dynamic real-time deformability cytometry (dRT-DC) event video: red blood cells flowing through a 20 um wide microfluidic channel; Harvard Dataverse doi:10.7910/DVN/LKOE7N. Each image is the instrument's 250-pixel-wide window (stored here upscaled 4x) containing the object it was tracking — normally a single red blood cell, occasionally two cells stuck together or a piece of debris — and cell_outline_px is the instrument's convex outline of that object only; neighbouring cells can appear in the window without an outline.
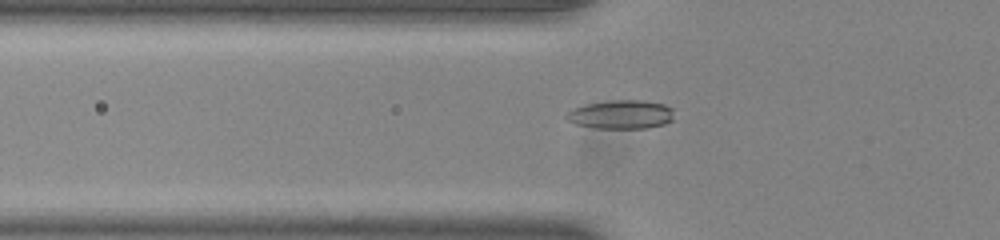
{"species": "common noctule bat (a hibernating species)", "species_latin": "Nyctalus noctula", "temperature_condition": "room temperature", "stored_images_in_passage": 35, "camera_frame_rate_fps": 3000, "um_per_image_px": 0.085, "animal": {"sex": "male", "body_mass_g": 20.0, "forearm_length_mm": 53.3}, "frame": {"image": 1, "passage_image": 3, "time_ms": 0.667, "image_size_px": [1000, 240], "cell_outline_px": [[672, 120], [664, 124], [644, 128], [596, 128], [576, 124], [568, 120], [564, 116], [564, 112], [572, 108], [584, 104], [612, 100], [644, 100], [664, 104], [672, 108]], "centroid_in_image_um": [52.74, 9.72], "position_along_channel_um": 73.1, "area_um2": 18.15}}
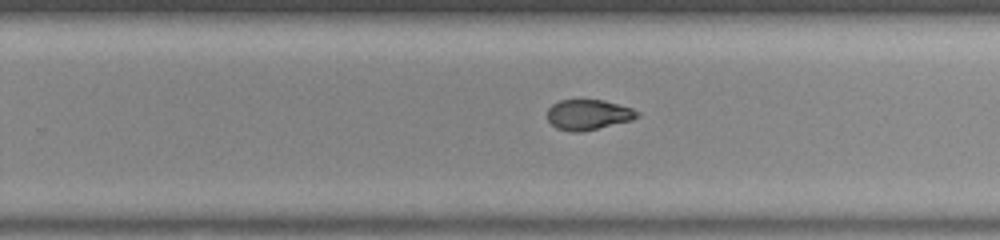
{"frame": {"image": 2, "passage_image": 19, "time_ms": 6.0, "image_size_px": [1000, 240], "cell_outline_px": [[640, 116], [632, 120], [580, 132], [572, 132], [556, 128], [548, 120], [548, 108], [552, 104], [560, 100], [604, 100], [632, 108], [640, 112]], "centroid_in_image_um": [50.01, 9.74], "position_along_channel_um": 279.8, "area_um2": 15.84}}
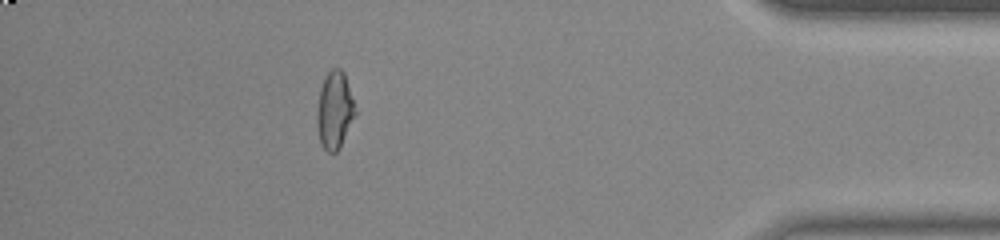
{"frame": {"image": 3, "passage_image": 32, "time_ms": 10.333, "image_size_px": [1000, 240], "cell_outline_px": [[356, 112], [340, 148], [336, 152], [328, 152], [324, 148], [320, 140], [316, 124], [316, 112], [320, 88], [328, 72], [332, 68], [340, 68], [344, 72]], "centroid_in_image_um": [28.42, 9.37], "position_along_channel_um": 406.8, "area_um2": 16.99}}